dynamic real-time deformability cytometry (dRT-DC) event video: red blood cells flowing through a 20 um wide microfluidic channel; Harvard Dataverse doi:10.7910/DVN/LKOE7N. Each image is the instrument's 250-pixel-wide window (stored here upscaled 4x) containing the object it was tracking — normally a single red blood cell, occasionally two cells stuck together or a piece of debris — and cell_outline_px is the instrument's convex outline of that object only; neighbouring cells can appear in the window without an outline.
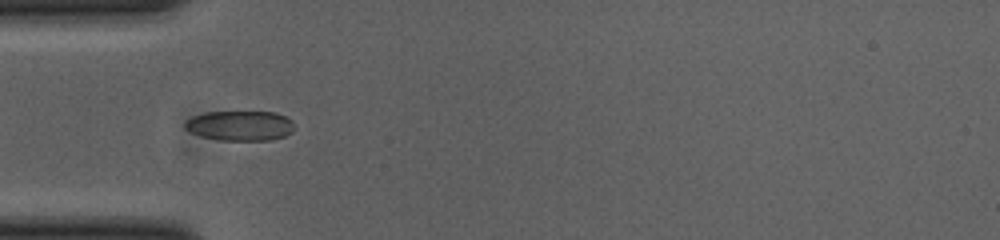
{"species": "common noctule bat (a hibernating species)", "species_latin": "Nyctalus noctula", "temperature_condition": "cold", "stored_images_in_passage": 37, "camera_frame_rate_fps": 3000, "um_per_image_px": 0.085, "animal": {"sex": "female", "body_mass_g": 23.0, "forearm_length_mm": 53.4}, "frame": {"image": 1, "passage_image": 1, "time_ms": 0.0, "image_size_px": [1000, 240], "cell_outline_px": [[292, 132], [284, 136], [272, 140], [220, 140], [200, 136], [184, 128], [184, 120], [192, 116], [204, 112], [276, 112], [292, 120]], "centroid_in_image_um": [20.36, 10.68], "position_along_channel_um": 64.6, "area_um2": 19.13}}
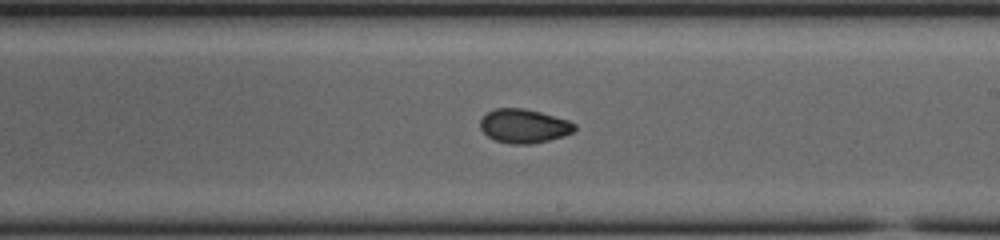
{"frame": {"image": 2, "passage_image": 15, "time_ms": 4.667, "image_size_px": [1000, 240], "cell_outline_px": [[576, 128], [572, 132], [564, 136], [532, 144], [512, 144], [496, 140], [488, 136], [480, 128], [480, 120], [488, 112], [496, 108], [524, 108], [540, 112], [568, 120], [576, 124]], "centroid_in_image_um": [44.54, 10.71], "position_along_channel_um": 244.5, "area_um2": 18.55}}
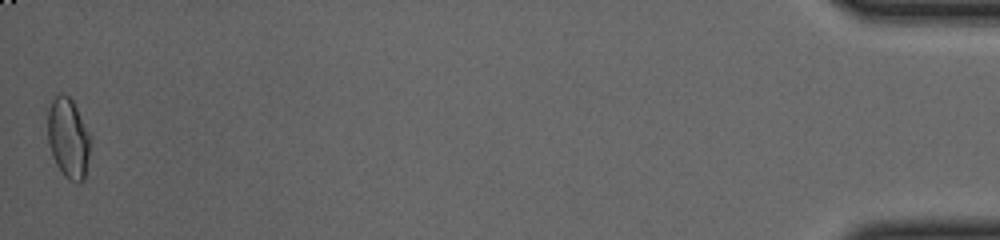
{"frame": {"image": 3, "passage_image": 37, "time_ms": 12.0, "image_size_px": [1000, 240], "cell_outline_px": [[92, 136], [84, 180], [80, 184], [68, 180], [64, 176], [56, 164], [52, 156], [48, 144], [48, 108], [52, 100], [60, 92], [68, 96], [72, 100]], "centroid_in_image_um": [5.81, 11.76], "position_along_channel_um": 429.4, "area_um2": 20.23}, "authors_computed_cell_mechanics": {"area_um2": 18.7272, "velocity_mm_per_s": 3.8643, "shape_relaxation_time_tau1_ms": 5.303, "shape_relaxation_time_tau2_ms": 2.4928, "deformation_change_tau1": 0.1451, "deformation_change_tau2": 0.0476}}